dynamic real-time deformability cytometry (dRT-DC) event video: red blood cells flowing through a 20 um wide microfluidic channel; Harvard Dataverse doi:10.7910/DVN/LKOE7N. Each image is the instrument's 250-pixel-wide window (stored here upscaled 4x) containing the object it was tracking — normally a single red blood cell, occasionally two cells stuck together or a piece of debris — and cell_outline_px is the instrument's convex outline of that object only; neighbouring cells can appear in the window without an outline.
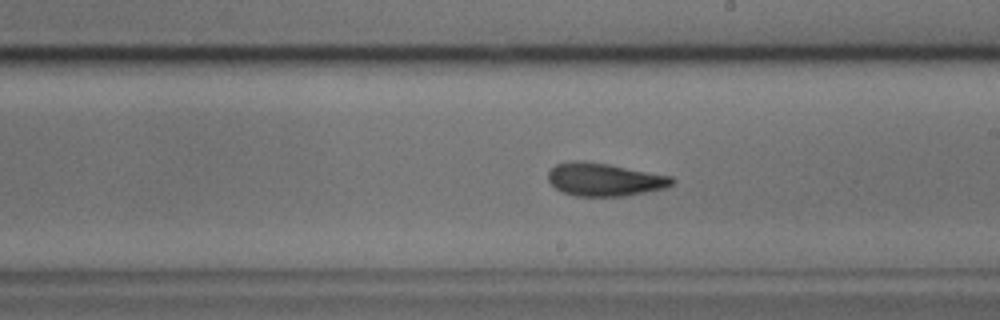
{"species": "common noctule bat (a hibernating species)", "species_latin": "Nyctalus noctula", "temperature_condition": "cold", "stored_images_in_passage": 41, "camera_frame_rate_fps": 3000, "um_per_image_px": 0.085, "animal": {"sex": "male", "body_mass_g": 17.9, "forearm_length_mm": 54.2}, "frame": {"image": 1, "passage_image": 18, "time_ms": 5.667, "image_size_px": [1000, 320], "cell_outline_px": [[676, 180], [668, 188], [624, 196], [576, 196], [564, 192], [556, 188], [548, 180], [548, 172], [556, 164], [572, 160], [580, 160], [608, 164], [672, 176]], "centroid_in_image_um": [51.4, 15.25], "position_along_channel_um": 237.6, "area_um2": 23.87}}
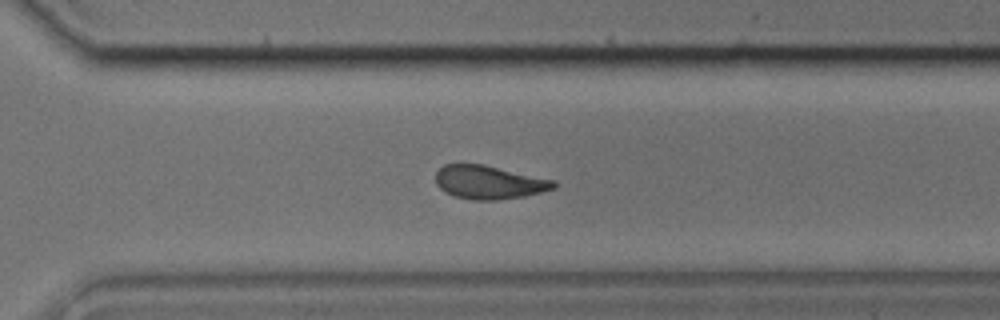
{"frame": {"image": 2, "passage_image": 25, "time_ms": 8.0, "image_size_px": [1000, 320], "cell_outline_px": [[556, 188], [524, 196], [496, 200], [472, 200], [456, 196], [444, 192], [436, 184], [436, 172], [444, 164], [484, 164], [556, 180]], "centroid_in_image_um": [41.58, 15.49], "position_along_channel_um": 329.0, "area_um2": 23.12}}
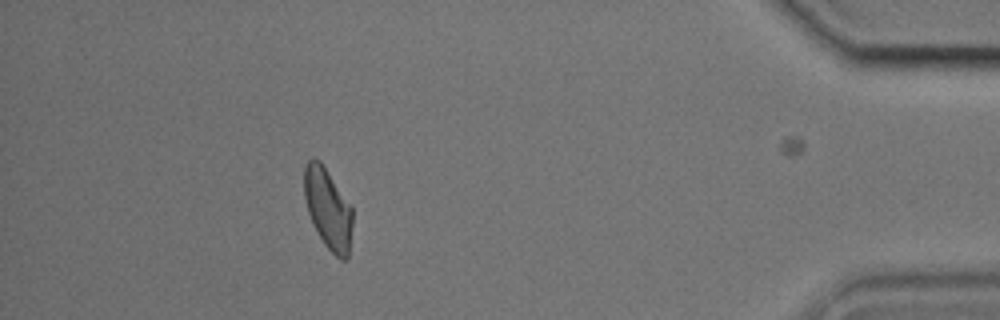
{"frame": {"image": 3, "passage_image": 35, "time_ms": 11.333, "image_size_px": [1000, 320], "cell_outline_px": [[352, 228], [348, 260], [340, 260], [324, 244], [316, 232], [312, 224], [308, 212], [304, 196], [304, 164], [308, 160], [320, 160], [352, 204]], "centroid_in_image_um": [27.89, 17.75], "position_along_channel_um": 407.3, "area_um2": 23.12}}